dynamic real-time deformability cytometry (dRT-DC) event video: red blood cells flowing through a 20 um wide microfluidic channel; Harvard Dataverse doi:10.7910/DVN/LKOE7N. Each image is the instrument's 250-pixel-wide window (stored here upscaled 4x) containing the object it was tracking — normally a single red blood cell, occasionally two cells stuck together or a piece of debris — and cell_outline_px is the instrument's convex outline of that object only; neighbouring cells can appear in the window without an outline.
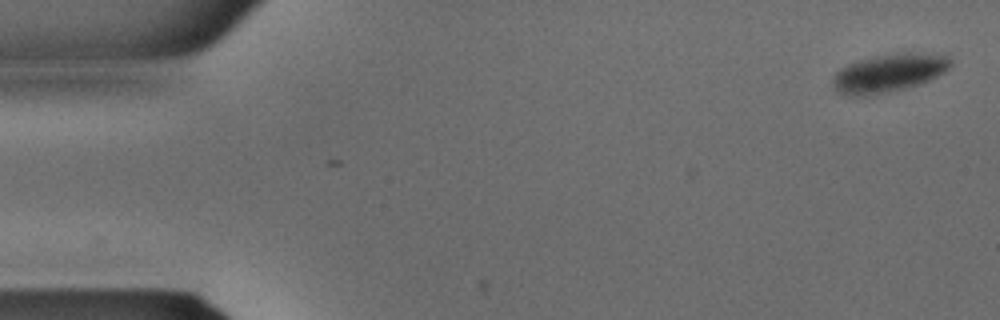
{"species": "common noctule bat (a hibernating species)", "species_latin": "Nyctalus noctula", "temperature_condition": "warm", "stored_images_in_passage": 3, "camera_frame_rate_fps": 3000, "um_per_image_px": 0.085, "animal": {"sex": "male", "body_mass_g": 15.6}, "frame": {"image": 1, "passage_image": 1, "time_ms": 0.0, "image_size_px": [1000, 320], "cell_outline_px": [[952, 64], [944, 72], [920, 84], [888, 92], [868, 96], [852, 96], [840, 92], [832, 84], [832, 80], [836, 72], [840, 68], [848, 64], [860, 60], [876, 56], [900, 52], [912, 52], [948, 56], [952, 60]], "centroid_in_image_um": [75.55, 6.2], "position_along_channel_um": 9.4, "area_um2": 26.01}}